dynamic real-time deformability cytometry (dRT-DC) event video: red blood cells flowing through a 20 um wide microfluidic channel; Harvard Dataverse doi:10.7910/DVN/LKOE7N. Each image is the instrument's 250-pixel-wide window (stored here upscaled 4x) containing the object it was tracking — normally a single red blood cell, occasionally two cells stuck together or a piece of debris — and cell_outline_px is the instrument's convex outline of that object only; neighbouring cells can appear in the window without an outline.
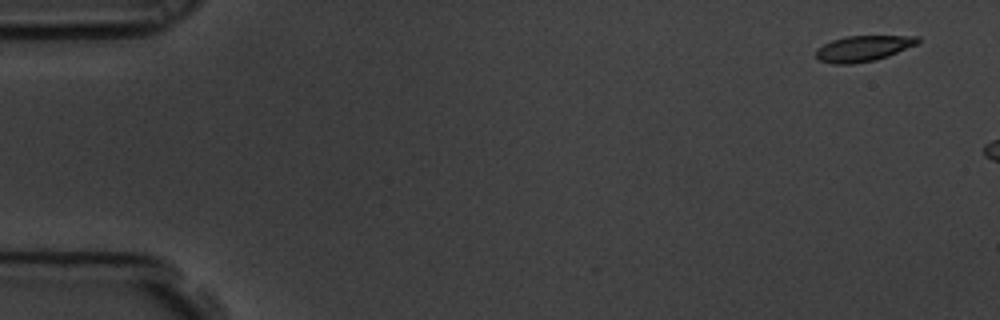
{"species": "common noctule bat (a hibernating species)", "species_latin": "Nyctalus noctula", "temperature_condition": "room temperature", "stored_images_in_passage": 3, "camera_frame_rate_fps": 3000, "um_per_image_px": 0.085, "animal": {"sex": "male", "body_mass_g": 19.5, "forearm_length_mm": 54.6}, "frame": {"image": 1, "passage_image": 1, "time_ms": 0.0, "image_size_px": [1000, 320], "cell_outline_px": [[920, 44], [888, 56], [876, 60], [852, 64], [832, 64], [820, 60], [816, 56], [816, 48], [832, 40], [844, 36], [920, 36]], "centroid_in_image_um": [73.41, 4.12], "position_along_channel_um": 11.6, "area_um2": 15.49}}